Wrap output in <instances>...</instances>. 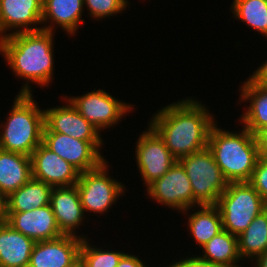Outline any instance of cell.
Returning a JSON list of instances; mask_svg holds the SVG:
<instances>
[{
	"label": "cell",
	"instance_id": "cell-1",
	"mask_svg": "<svg viewBox=\"0 0 267 267\" xmlns=\"http://www.w3.org/2000/svg\"><path fill=\"white\" fill-rule=\"evenodd\" d=\"M194 98L161 107L148 121L177 160L207 148L210 130L216 123L206 104Z\"/></svg>",
	"mask_w": 267,
	"mask_h": 267
},
{
	"label": "cell",
	"instance_id": "cell-2",
	"mask_svg": "<svg viewBox=\"0 0 267 267\" xmlns=\"http://www.w3.org/2000/svg\"><path fill=\"white\" fill-rule=\"evenodd\" d=\"M55 34L42 29L15 33L0 39V55L5 58L15 77L24 79L18 94H32V83L41 88L52 84Z\"/></svg>",
	"mask_w": 267,
	"mask_h": 267
},
{
	"label": "cell",
	"instance_id": "cell-3",
	"mask_svg": "<svg viewBox=\"0 0 267 267\" xmlns=\"http://www.w3.org/2000/svg\"><path fill=\"white\" fill-rule=\"evenodd\" d=\"M242 129L228 131L215 123L209 133L207 147L228 182H248L260 157L254 134Z\"/></svg>",
	"mask_w": 267,
	"mask_h": 267
},
{
	"label": "cell",
	"instance_id": "cell-4",
	"mask_svg": "<svg viewBox=\"0 0 267 267\" xmlns=\"http://www.w3.org/2000/svg\"><path fill=\"white\" fill-rule=\"evenodd\" d=\"M32 94L15 96L12 108L0 124V148L31 157L42 143L44 110Z\"/></svg>",
	"mask_w": 267,
	"mask_h": 267
},
{
	"label": "cell",
	"instance_id": "cell-5",
	"mask_svg": "<svg viewBox=\"0 0 267 267\" xmlns=\"http://www.w3.org/2000/svg\"><path fill=\"white\" fill-rule=\"evenodd\" d=\"M216 206L223 230L238 236L267 208V203L249 182H228Z\"/></svg>",
	"mask_w": 267,
	"mask_h": 267
},
{
	"label": "cell",
	"instance_id": "cell-6",
	"mask_svg": "<svg viewBox=\"0 0 267 267\" xmlns=\"http://www.w3.org/2000/svg\"><path fill=\"white\" fill-rule=\"evenodd\" d=\"M185 169L194 195V208L199 205H216L228 181L207 148L178 160Z\"/></svg>",
	"mask_w": 267,
	"mask_h": 267
},
{
	"label": "cell",
	"instance_id": "cell-7",
	"mask_svg": "<svg viewBox=\"0 0 267 267\" xmlns=\"http://www.w3.org/2000/svg\"><path fill=\"white\" fill-rule=\"evenodd\" d=\"M109 167L105 160L98 168L79 174L76 186L86 217L88 213L104 215L125 194L126 186L108 175Z\"/></svg>",
	"mask_w": 267,
	"mask_h": 267
},
{
	"label": "cell",
	"instance_id": "cell-8",
	"mask_svg": "<svg viewBox=\"0 0 267 267\" xmlns=\"http://www.w3.org/2000/svg\"><path fill=\"white\" fill-rule=\"evenodd\" d=\"M64 96L100 133L101 130L118 125L122 117L133 112L134 108L130 103L116 99L103 89H94L81 96Z\"/></svg>",
	"mask_w": 267,
	"mask_h": 267
},
{
	"label": "cell",
	"instance_id": "cell-9",
	"mask_svg": "<svg viewBox=\"0 0 267 267\" xmlns=\"http://www.w3.org/2000/svg\"><path fill=\"white\" fill-rule=\"evenodd\" d=\"M103 140H80L57 132H43L42 143L80 173L98 168L105 160Z\"/></svg>",
	"mask_w": 267,
	"mask_h": 267
},
{
	"label": "cell",
	"instance_id": "cell-10",
	"mask_svg": "<svg viewBox=\"0 0 267 267\" xmlns=\"http://www.w3.org/2000/svg\"><path fill=\"white\" fill-rule=\"evenodd\" d=\"M147 125V130H143L135 142L136 165L145 188L161 178L178 161L158 133Z\"/></svg>",
	"mask_w": 267,
	"mask_h": 267
},
{
	"label": "cell",
	"instance_id": "cell-11",
	"mask_svg": "<svg viewBox=\"0 0 267 267\" xmlns=\"http://www.w3.org/2000/svg\"><path fill=\"white\" fill-rule=\"evenodd\" d=\"M149 200L164 205L178 212L193 208L194 195L185 169L177 161L161 178L151 183L146 189Z\"/></svg>",
	"mask_w": 267,
	"mask_h": 267
},
{
	"label": "cell",
	"instance_id": "cell-12",
	"mask_svg": "<svg viewBox=\"0 0 267 267\" xmlns=\"http://www.w3.org/2000/svg\"><path fill=\"white\" fill-rule=\"evenodd\" d=\"M42 14L43 0H0V39L42 30Z\"/></svg>",
	"mask_w": 267,
	"mask_h": 267
},
{
	"label": "cell",
	"instance_id": "cell-13",
	"mask_svg": "<svg viewBox=\"0 0 267 267\" xmlns=\"http://www.w3.org/2000/svg\"><path fill=\"white\" fill-rule=\"evenodd\" d=\"M66 105L44 110L43 132H57L80 140H104L101 133L88 122L71 104L62 97Z\"/></svg>",
	"mask_w": 267,
	"mask_h": 267
},
{
	"label": "cell",
	"instance_id": "cell-14",
	"mask_svg": "<svg viewBox=\"0 0 267 267\" xmlns=\"http://www.w3.org/2000/svg\"><path fill=\"white\" fill-rule=\"evenodd\" d=\"M82 237L62 235L34 244L28 267H72L80 260Z\"/></svg>",
	"mask_w": 267,
	"mask_h": 267
},
{
	"label": "cell",
	"instance_id": "cell-15",
	"mask_svg": "<svg viewBox=\"0 0 267 267\" xmlns=\"http://www.w3.org/2000/svg\"><path fill=\"white\" fill-rule=\"evenodd\" d=\"M32 178L51 187L76 185L80 172L41 143L31 155Z\"/></svg>",
	"mask_w": 267,
	"mask_h": 267
},
{
	"label": "cell",
	"instance_id": "cell-16",
	"mask_svg": "<svg viewBox=\"0 0 267 267\" xmlns=\"http://www.w3.org/2000/svg\"><path fill=\"white\" fill-rule=\"evenodd\" d=\"M5 222L35 242L53 240L64 235L50 204L31 211L7 212Z\"/></svg>",
	"mask_w": 267,
	"mask_h": 267
},
{
	"label": "cell",
	"instance_id": "cell-17",
	"mask_svg": "<svg viewBox=\"0 0 267 267\" xmlns=\"http://www.w3.org/2000/svg\"><path fill=\"white\" fill-rule=\"evenodd\" d=\"M50 205L52 207L56 222L64 235H73L87 238L77 232L85 221L78 188L76 185L67 187H53Z\"/></svg>",
	"mask_w": 267,
	"mask_h": 267
},
{
	"label": "cell",
	"instance_id": "cell-18",
	"mask_svg": "<svg viewBox=\"0 0 267 267\" xmlns=\"http://www.w3.org/2000/svg\"><path fill=\"white\" fill-rule=\"evenodd\" d=\"M84 9L83 0H43L42 29L56 32L61 27L69 36H75L84 23Z\"/></svg>",
	"mask_w": 267,
	"mask_h": 267
},
{
	"label": "cell",
	"instance_id": "cell-19",
	"mask_svg": "<svg viewBox=\"0 0 267 267\" xmlns=\"http://www.w3.org/2000/svg\"><path fill=\"white\" fill-rule=\"evenodd\" d=\"M34 244L33 239L1 222L0 267H28Z\"/></svg>",
	"mask_w": 267,
	"mask_h": 267
},
{
	"label": "cell",
	"instance_id": "cell-20",
	"mask_svg": "<svg viewBox=\"0 0 267 267\" xmlns=\"http://www.w3.org/2000/svg\"><path fill=\"white\" fill-rule=\"evenodd\" d=\"M239 92V103L249 104L238 122L254 134L259 128L267 126V87L253 84L246 79L243 84L241 82Z\"/></svg>",
	"mask_w": 267,
	"mask_h": 267
},
{
	"label": "cell",
	"instance_id": "cell-21",
	"mask_svg": "<svg viewBox=\"0 0 267 267\" xmlns=\"http://www.w3.org/2000/svg\"><path fill=\"white\" fill-rule=\"evenodd\" d=\"M32 178L31 157L0 148V191L8 197Z\"/></svg>",
	"mask_w": 267,
	"mask_h": 267
},
{
	"label": "cell",
	"instance_id": "cell-22",
	"mask_svg": "<svg viewBox=\"0 0 267 267\" xmlns=\"http://www.w3.org/2000/svg\"><path fill=\"white\" fill-rule=\"evenodd\" d=\"M196 208L199 210H195L191 214L192 208H188L181 214H189L187 229L194 238V242L201 248L223 230V224L220 211L216 205H199Z\"/></svg>",
	"mask_w": 267,
	"mask_h": 267
},
{
	"label": "cell",
	"instance_id": "cell-23",
	"mask_svg": "<svg viewBox=\"0 0 267 267\" xmlns=\"http://www.w3.org/2000/svg\"><path fill=\"white\" fill-rule=\"evenodd\" d=\"M52 189L47 183L31 178L6 197L7 212H25L49 205Z\"/></svg>",
	"mask_w": 267,
	"mask_h": 267
},
{
	"label": "cell",
	"instance_id": "cell-24",
	"mask_svg": "<svg viewBox=\"0 0 267 267\" xmlns=\"http://www.w3.org/2000/svg\"><path fill=\"white\" fill-rule=\"evenodd\" d=\"M203 254L200 258L221 267H241L238 265L242 259L238 253L237 236L222 230L219 234L212 237L202 247ZM243 267V266H242Z\"/></svg>",
	"mask_w": 267,
	"mask_h": 267
},
{
	"label": "cell",
	"instance_id": "cell-25",
	"mask_svg": "<svg viewBox=\"0 0 267 267\" xmlns=\"http://www.w3.org/2000/svg\"><path fill=\"white\" fill-rule=\"evenodd\" d=\"M238 253L242 260L253 261L267 250V208L237 236Z\"/></svg>",
	"mask_w": 267,
	"mask_h": 267
},
{
	"label": "cell",
	"instance_id": "cell-26",
	"mask_svg": "<svg viewBox=\"0 0 267 267\" xmlns=\"http://www.w3.org/2000/svg\"><path fill=\"white\" fill-rule=\"evenodd\" d=\"M231 4V17L267 37V0H233Z\"/></svg>",
	"mask_w": 267,
	"mask_h": 267
},
{
	"label": "cell",
	"instance_id": "cell-27",
	"mask_svg": "<svg viewBox=\"0 0 267 267\" xmlns=\"http://www.w3.org/2000/svg\"><path fill=\"white\" fill-rule=\"evenodd\" d=\"M88 238L82 239L80 248V262L83 267H116L121 257L126 253L114 249L106 250L101 246H93Z\"/></svg>",
	"mask_w": 267,
	"mask_h": 267
},
{
	"label": "cell",
	"instance_id": "cell-28",
	"mask_svg": "<svg viewBox=\"0 0 267 267\" xmlns=\"http://www.w3.org/2000/svg\"><path fill=\"white\" fill-rule=\"evenodd\" d=\"M84 7L88 10V15L91 18L100 21L101 19H107L111 16H116L117 14H123L122 11L126 10L128 0H83ZM104 18V19H103Z\"/></svg>",
	"mask_w": 267,
	"mask_h": 267
},
{
	"label": "cell",
	"instance_id": "cell-29",
	"mask_svg": "<svg viewBox=\"0 0 267 267\" xmlns=\"http://www.w3.org/2000/svg\"><path fill=\"white\" fill-rule=\"evenodd\" d=\"M267 203V158L259 157L256 167L248 181Z\"/></svg>",
	"mask_w": 267,
	"mask_h": 267
},
{
	"label": "cell",
	"instance_id": "cell-30",
	"mask_svg": "<svg viewBox=\"0 0 267 267\" xmlns=\"http://www.w3.org/2000/svg\"><path fill=\"white\" fill-rule=\"evenodd\" d=\"M165 267H221L216 264H212L211 262H208L202 258H200L198 255H192V256H185V258L181 257L179 261H174L169 264V266Z\"/></svg>",
	"mask_w": 267,
	"mask_h": 267
},
{
	"label": "cell",
	"instance_id": "cell-31",
	"mask_svg": "<svg viewBox=\"0 0 267 267\" xmlns=\"http://www.w3.org/2000/svg\"><path fill=\"white\" fill-rule=\"evenodd\" d=\"M247 79L253 84L267 86V59Z\"/></svg>",
	"mask_w": 267,
	"mask_h": 267
},
{
	"label": "cell",
	"instance_id": "cell-32",
	"mask_svg": "<svg viewBox=\"0 0 267 267\" xmlns=\"http://www.w3.org/2000/svg\"><path fill=\"white\" fill-rule=\"evenodd\" d=\"M127 252L121 257L116 267H149L147 266L139 255H132Z\"/></svg>",
	"mask_w": 267,
	"mask_h": 267
},
{
	"label": "cell",
	"instance_id": "cell-33",
	"mask_svg": "<svg viewBox=\"0 0 267 267\" xmlns=\"http://www.w3.org/2000/svg\"><path fill=\"white\" fill-rule=\"evenodd\" d=\"M254 137L259 148L260 156L267 158V126L259 128L254 133Z\"/></svg>",
	"mask_w": 267,
	"mask_h": 267
},
{
	"label": "cell",
	"instance_id": "cell-34",
	"mask_svg": "<svg viewBox=\"0 0 267 267\" xmlns=\"http://www.w3.org/2000/svg\"><path fill=\"white\" fill-rule=\"evenodd\" d=\"M7 217L6 196L0 191V221L4 222Z\"/></svg>",
	"mask_w": 267,
	"mask_h": 267
},
{
	"label": "cell",
	"instance_id": "cell-35",
	"mask_svg": "<svg viewBox=\"0 0 267 267\" xmlns=\"http://www.w3.org/2000/svg\"><path fill=\"white\" fill-rule=\"evenodd\" d=\"M255 267H267V250L254 260Z\"/></svg>",
	"mask_w": 267,
	"mask_h": 267
},
{
	"label": "cell",
	"instance_id": "cell-36",
	"mask_svg": "<svg viewBox=\"0 0 267 267\" xmlns=\"http://www.w3.org/2000/svg\"><path fill=\"white\" fill-rule=\"evenodd\" d=\"M72 267H83L82 266V263L80 262V260L74 265V266H72Z\"/></svg>",
	"mask_w": 267,
	"mask_h": 267
}]
</instances>
